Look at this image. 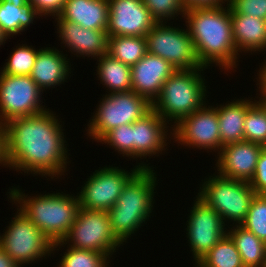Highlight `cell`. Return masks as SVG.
<instances>
[{
  "instance_id": "1",
  "label": "cell",
  "mask_w": 266,
  "mask_h": 267,
  "mask_svg": "<svg viewBox=\"0 0 266 267\" xmlns=\"http://www.w3.org/2000/svg\"><path fill=\"white\" fill-rule=\"evenodd\" d=\"M53 113L48 109L4 124L9 168L52 179L65 175L69 159L67 142L61 121Z\"/></svg>"
},
{
  "instance_id": "2",
  "label": "cell",
  "mask_w": 266,
  "mask_h": 267,
  "mask_svg": "<svg viewBox=\"0 0 266 267\" xmlns=\"http://www.w3.org/2000/svg\"><path fill=\"white\" fill-rule=\"evenodd\" d=\"M184 18L200 64L208 68L215 63L220 69L234 70L239 53L229 5L185 9Z\"/></svg>"
},
{
  "instance_id": "3",
  "label": "cell",
  "mask_w": 266,
  "mask_h": 267,
  "mask_svg": "<svg viewBox=\"0 0 266 267\" xmlns=\"http://www.w3.org/2000/svg\"><path fill=\"white\" fill-rule=\"evenodd\" d=\"M9 190L10 200L19 204L17 210L37 226L52 244L64 239L80 209L77 196L53 192L31 197L15 187Z\"/></svg>"
},
{
  "instance_id": "4",
  "label": "cell",
  "mask_w": 266,
  "mask_h": 267,
  "mask_svg": "<svg viewBox=\"0 0 266 267\" xmlns=\"http://www.w3.org/2000/svg\"><path fill=\"white\" fill-rule=\"evenodd\" d=\"M153 168H140L126 183L115 205L108 211L111 229L123 244L151 216L157 185Z\"/></svg>"
},
{
  "instance_id": "5",
  "label": "cell",
  "mask_w": 266,
  "mask_h": 267,
  "mask_svg": "<svg viewBox=\"0 0 266 267\" xmlns=\"http://www.w3.org/2000/svg\"><path fill=\"white\" fill-rule=\"evenodd\" d=\"M205 69L208 68L176 70L164 82L159 96L152 103V109L168 124L174 121L175 124L171 125L174 126L182 118L202 108L207 96V86L201 74Z\"/></svg>"
},
{
  "instance_id": "6",
  "label": "cell",
  "mask_w": 266,
  "mask_h": 267,
  "mask_svg": "<svg viewBox=\"0 0 266 267\" xmlns=\"http://www.w3.org/2000/svg\"><path fill=\"white\" fill-rule=\"evenodd\" d=\"M201 186L197 196L214 209L224 222L234 221L235 226L244 223L255 195L248 181L217 174L206 178Z\"/></svg>"
},
{
  "instance_id": "7",
  "label": "cell",
  "mask_w": 266,
  "mask_h": 267,
  "mask_svg": "<svg viewBox=\"0 0 266 267\" xmlns=\"http://www.w3.org/2000/svg\"><path fill=\"white\" fill-rule=\"evenodd\" d=\"M68 243L73 248L92 250L110 257L117 248L124 245L113 234L107 211L84 208L79 209L76 220L64 239L52 245V252Z\"/></svg>"
},
{
  "instance_id": "8",
  "label": "cell",
  "mask_w": 266,
  "mask_h": 267,
  "mask_svg": "<svg viewBox=\"0 0 266 267\" xmlns=\"http://www.w3.org/2000/svg\"><path fill=\"white\" fill-rule=\"evenodd\" d=\"M89 120L88 136L99 142L109 131L123 124H132L152 109V104L134 91L103 95Z\"/></svg>"
},
{
  "instance_id": "9",
  "label": "cell",
  "mask_w": 266,
  "mask_h": 267,
  "mask_svg": "<svg viewBox=\"0 0 266 267\" xmlns=\"http://www.w3.org/2000/svg\"><path fill=\"white\" fill-rule=\"evenodd\" d=\"M0 235V247L18 264H29L52 253V243L19 210Z\"/></svg>"
},
{
  "instance_id": "10",
  "label": "cell",
  "mask_w": 266,
  "mask_h": 267,
  "mask_svg": "<svg viewBox=\"0 0 266 267\" xmlns=\"http://www.w3.org/2000/svg\"><path fill=\"white\" fill-rule=\"evenodd\" d=\"M165 23L157 22L146 34L147 52L168 61L176 70L206 68L197 58L188 29Z\"/></svg>"
},
{
  "instance_id": "11",
  "label": "cell",
  "mask_w": 266,
  "mask_h": 267,
  "mask_svg": "<svg viewBox=\"0 0 266 267\" xmlns=\"http://www.w3.org/2000/svg\"><path fill=\"white\" fill-rule=\"evenodd\" d=\"M152 168L139 163L130 172L119 167H104L93 172L78 195L80 208L109 211L117 202L128 180L140 169Z\"/></svg>"
},
{
  "instance_id": "12",
  "label": "cell",
  "mask_w": 266,
  "mask_h": 267,
  "mask_svg": "<svg viewBox=\"0 0 266 267\" xmlns=\"http://www.w3.org/2000/svg\"><path fill=\"white\" fill-rule=\"evenodd\" d=\"M41 92L29 75L0 72V123L4 125L11 119L47 111L41 103Z\"/></svg>"
},
{
  "instance_id": "13",
  "label": "cell",
  "mask_w": 266,
  "mask_h": 267,
  "mask_svg": "<svg viewBox=\"0 0 266 267\" xmlns=\"http://www.w3.org/2000/svg\"><path fill=\"white\" fill-rule=\"evenodd\" d=\"M172 138L181 146L197 149H221L217 108L205 104L202 108L182 118L176 125L170 127ZM173 132V133H172Z\"/></svg>"
},
{
  "instance_id": "14",
  "label": "cell",
  "mask_w": 266,
  "mask_h": 267,
  "mask_svg": "<svg viewBox=\"0 0 266 267\" xmlns=\"http://www.w3.org/2000/svg\"><path fill=\"white\" fill-rule=\"evenodd\" d=\"M196 200L186 224V234L195 264L228 233L223 218L198 196Z\"/></svg>"
},
{
  "instance_id": "15",
  "label": "cell",
  "mask_w": 266,
  "mask_h": 267,
  "mask_svg": "<svg viewBox=\"0 0 266 267\" xmlns=\"http://www.w3.org/2000/svg\"><path fill=\"white\" fill-rule=\"evenodd\" d=\"M107 34L111 36H140L157 23L142 0H108Z\"/></svg>"
},
{
  "instance_id": "16",
  "label": "cell",
  "mask_w": 266,
  "mask_h": 267,
  "mask_svg": "<svg viewBox=\"0 0 266 267\" xmlns=\"http://www.w3.org/2000/svg\"><path fill=\"white\" fill-rule=\"evenodd\" d=\"M263 148L261 144L246 141L224 145L218 152L217 173L226 178L249 182Z\"/></svg>"
},
{
  "instance_id": "17",
  "label": "cell",
  "mask_w": 266,
  "mask_h": 267,
  "mask_svg": "<svg viewBox=\"0 0 266 267\" xmlns=\"http://www.w3.org/2000/svg\"><path fill=\"white\" fill-rule=\"evenodd\" d=\"M175 71L168 61L147 52L138 63L131 66V91L145 97L152 104L159 96L164 82Z\"/></svg>"
},
{
  "instance_id": "18",
  "label": "cell",
  "mask_w": 266,
  "mask_h": 267,
  "mask_svg": "<svg viewBox=\"0 0 266 267\" xmlns=\"http://www.w3.org/2000/svg\"><path fill=\"white\" fill-rule=\"evenodd\" d=\"M57 32L62 44L77 57L100 58L108 53V34L106 31L87 29L77 23L55 16Z\"/></svg>"
},
{
  "instance_id": "19",
  "label": "cell",
  "mask_w": 266,
  "mask_h": 267,
  "mask_svg": "<svg viewBox=\"0 0 266 267\" xmlns=\"http://www.w3.org/2000/svg\"><path fill=\"white\" fill-rule=\"evenodd\" d=\"M167 122L153 109L132 123V158L156 156L167 146Z\"/></svg>"
},
{
  "instance_id": "20",
  "label": "cell",
  "mask_w": 266,
  "mask_h": 267,
  "mask_svg": "<svg viewBox=\"0 0 266 267\" xmlns=\"http://www.w3.org/2000/svg\"><path fill=\"white\" fill-rule=\"evenodd\" d=\"M62 52L56 48L46 47L42 48L36 57L34 67L29 76L42 93L45 89L55 88L56 85L64 84L69 74H71L70 59H67Z\"/></svg>"
},
{
  "instance_id": "21",
  "label": "cell",
  "mask_w": 266,
  "mask_h": 267,
  "mask_svg": "<svg viewBox=\"0 0 266 267\" xmlns=\"http://www.w3.org/2000/svg\"><path fill=\"white\" fill-rule=\"evenodd\" d=\"M108 0H65L58 16L87 29L107 31Z\"/></svg>"
},
{
  "instance_id": "22",
  "label": "cell",
  "mask_w": 266,
  "mask_h": 267,
  "mask_svg": "<svg viewBox=\"0 0 266 267\" xmlns=\"http://www.w3.org/2000/svg\"><path fill=\"white\" fill-rule=\"evenodd\" d=\"M233 39L237 52L251 53L266 50V23L249 15L236 14L230 9Z\"/></svg>"
},
{
  "instance_id": "23",
  "label": "cell",
  "mask_w": 266,
  "mask_h": 267,
  "mask_svg": "<svg viewBox=\"0 0 266 267\" xmlns=\"http://www.w3.org/2000/svg\"><path fill=\"white\" fill-rule=\"evenodd\" d=\"M251 99H236L225 105H217L221 148L224 145L244 141V122Z\"/></svg>"
},
{
  "instance_id": "24",
  "label": "cell",
  "mask_w": 266,
  "mask_h": 267,
  "mask_svg": "<svg viewBox=\"0 0 266 267\" xmlns=\"http://www.w3.org/2000/svg\"><path fill=\"white\" fill-rule=\"evenodd\" d=\"M37 15L29 0H0V29L7 39L26 31Z\"/></svg>"
},
{
  "instance_id": "25",
  "label": "cell",
  "mask_w": 266,
  "mask_h": 267,
  "mask_svg": "<svg viewBox=\"0 0 266 267\" xmlns=\"http://www.w3.org/2000/svg\"><path fill=\"white\" fill-rule=\"evenodd\" d=\"M96 60V72L99 75L97 77L102 85L109 89L110 94L131 91V66L112 58L109 54L102 55Z\"/></svg>"
},
{
  "instance_id": "26",
  "label": "cell",
  "mask_w": 266,
  "mask_h": 267,
  "mask_svg": "<svg viewBox=\"0 0 266 267\" xmlns=\"http://www.w3.org/2000/svg\"><path fill=\"white\" fill-rule=\"evenodd\" d=\"M230 229L227 234L234 241L244 267H262L266 262V243L241 225Z\"/></svg>"
},
{
  "instance_id": "27",
  "label": "cell",
  "mask_w": 266,
  "mask_h": 267,
  "mask_svg": "<svg viewBox=\"0 0 266 267\" xmlns=\"http://www.w3.org/2000/svg\"><path fill=\"white\" fill-rule=\"evenodd\" d=\"M112 58L133 66L147 54L146 37L111 36L108 38V53Z\"/></svg>"
},
{
  "instance_id": "28",
  "label": "cell",
  "mask_w": 266,
  "mask_h": 267,
  "mask_svg": "<svg viewBox=\"0 0 266 267\" xmlns=\"http://www.w3.org/2000/svg\"><path fill=\"white\" fill-rule=\"evenodd\" d=\"M196 267H244L234 241L227 234L203 258Z\"/></svg>"
},
{
  "instance_id": "29",
  "label": "cell",
  "mask_w": 266,
  "mask_h": 267,
  "mask_svg": "<svg viewBox=\"0 0 266 267\" xmlns=\"http://www.w3.org/2000/svg\"><path fill=\"white\" fill-rule=\"evenodd\" d=\"M255 100L249 106L244 122V141L266 147V109Z\"/></svg>"
},
{
  "instance_id": "30",
  "label": "cell",
  "mask_w": 266,
  "mask_h": 267,
  "mask_svg": "<svg viewBox=\"0 0 266 267\" xmlns=\"http://www.w3.org/2000/svg\"><path fill=\"white\" fill-rule=\"evenodd\" d=\"M8 62L1 69V73L9 75H30L34 67L39 50L22 43V46H16Z\"/></svg>"
},
{
  "instance_id": "31",
  "label": "cell",
  "mask_w": 266,
  "mask_h": 267,
  "mask_svg": "<svg viewBox=\"0 0 266 267\" xmlns=\"http://www.w3.org/2000/svg\"><path fill=\"white\" fill-rule=\"evenodd\" d=\"M58 267H108L109 258L106 254L92 250L76 249L68 246Z\"/></svg>"
},
{
  "instance_id": "32",
  "label": "cell",
  "mask_w": 266,
  "mask_h": 267,
  "mask_svg": "<svg viewBox=\"0 0 266 267\" xmlns=\"http://www.w3.org/2000/svg\"><path fill=\"white\" fill-rule=\"evenodd\" d=\"M241 226L266 243V195H254Z\"/></svg>"
},
{
  "instance_id": "33",
  "label": "cell",
  "mask_w": 266,
  "mask_h": 267,
  "mask_svg": "<svg viewBox=\"0 0 266 267\" xmlns=\"http://www.w3.org/2000/svg\"><path fill=\"white\" fill-rule=\"evenodd\" d=\"M99 142L114 148L123 157L132 158V124H123L109 131Z\"/></svg>"
},
{
  "instance_id": "34",
  "label": "cell",
  "mask_w": 266,
  "mask_h": 267,
  "mask_svg": "<svg viewBox=\"0 0 266 267\" xmlns=\"http://www.w3.org/2000/svg\"><path fill=\"white\" fill-rule=\"evenodd\" d=\"M156 22H163L176 18L177 15L184 17L185 7L181 0H142ZM173 17V18H172Z\"/></svg>"
},
{
  "instance_id": "35",
  "label": "cell",
  "mask_w": 266,
  "mask_h": 267,
  "mask_svg": "<svg viewBox=\"0 0 266 267\" xmlns=\"http://www.w3.org/2000/svg\"><path fill=\"white\" fill-rule=\"evenodd\" d=\"M228 5L236 14L266 19V0H229Z\"/></svg>"
},
{
  "instance_id": "36",
  "label": "cell",
  "mask_w": 266,
  "mask_h": 267,
  "mask_svg": "<svg viewBox=\"0 0 266 267\" xmlns=\"http://www.w3.org/2000/svg\"><path fill=\"white\" fill-rule=\"evenodd\" d=\"M249 183L255 194L266 195V147L258 157L255 173Z\"/></svg>"
},
{
  "instance_id": "37",
  "label": "cell",
  "mask_w": 266,
  "mask_h": 267,
  "mask_svg": "<svg viewBox=\"0 0 266 267\" xmlns=\"http://www.w3.org/2000/svg\"><path fill=\"white\" fill-rule=\"evenodd\" d=\"M65 0H29V3L37 10L40 17L50 15L57 16L64 5Z\"/></svg>"
},
{
  "instance_id": "38",
  "label": "cell",
  "mask_w": 266,
  "mask_h": 267,
  "mask_svg": "<svg viewBox=\"0 0 266 267\" xmlns=\"http://www.w3.org/2000/svg\"><path fill=\"white\" fill-rule=\"evenodd\" d=\"M185 9H190L194 7H213V6H222L227 4L229 0H181Z\"/></svg>"
},
{
  "instance_id": "39",
  "label": "cell",
  "mask_w": 266,
  "mask_h": 267,
  "mask_svg": "<svg viewBox=\"0 0 266 267\" xmlns=\"http://www.w3.org/2000/svg\"><path fill=\"white\" fill-rule=\"evenodd\" d=\"M7 166L6 161V142H5V126L0 123V165Z\"/></svg>"
},
{
  "instance_id": "40",
  "label": "cell",
  "mask_w": 266,
  "mask_h": 267,
  "mask_svg": "<svg viewBox=\"0 0 266 267\" xmlns=\"http://www.w3.org/2000/svg\"><path fill=\"white\" fill-rule=\"evenodd\" d=\"M263 66L260 67L259 75L257 78L258 84L259 85V92L261 96H266V60L264 59Z\"/></svg>"
},
{
  "instance_id": "41",
  "label": "cell",
  "mask_w": 266,
  "mask_h": 267,
  "mask_svg": "<svg viewBox=\"0 0 266 267\" xmlns=\"http://www.w3.org/2000/svg\"><path fill=\"white\" fill-rule=\"evenodd\" d=\"M0 267H20L1 247H0Z\"/></svg>"
},
{
  "instance_id": "42",
  "label": "cell",
  "mask_w": 266,
  "mask_h": 267,
  "mask_svg": "<svg viewBox=\"0 0 266 267\" xmlns=\"http://www.w3.org/2000/svg\"><path fill=\"white\" fill-rule=\"evenodd\" d=\"M6 40H7V38H6L5 35L1 32V29H0V46L3 45V43H5Z\"/></svg>"
},
{
  "instance_id": "43",
  "label": "cell",
  "mask_w": 266,
  "mask_h": 267,
  "mask_svg": "<svg viewBox=\"0 0 266 267\" xmlns=\"http://www.w3.org/2000/svg\"><path fill=\"white\" fill-rule=\"evenodd\" d=\"M260 98L258 101L263 105V107L266 109V96L258 97Z\"/></svg>"
}]
</instances>
